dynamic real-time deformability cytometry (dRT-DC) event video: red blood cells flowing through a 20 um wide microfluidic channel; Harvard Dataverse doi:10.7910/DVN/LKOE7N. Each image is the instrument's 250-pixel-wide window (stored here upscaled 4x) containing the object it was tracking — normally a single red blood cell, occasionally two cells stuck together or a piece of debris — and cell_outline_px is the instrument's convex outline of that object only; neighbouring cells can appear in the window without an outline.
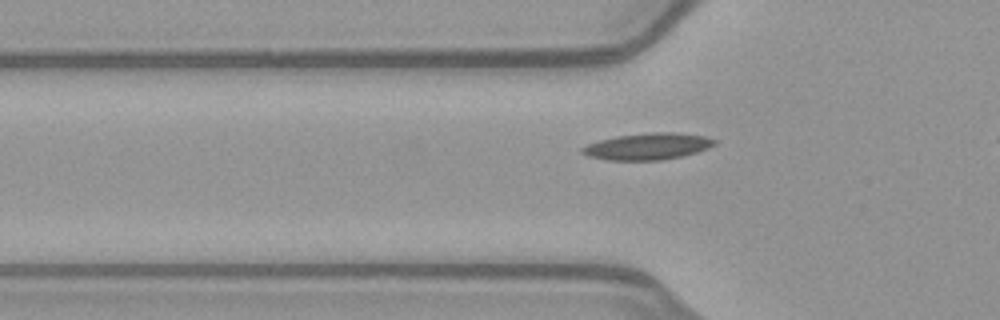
{"species": "common noctule bat (a hibernating species)", "species_latin": "Nyctalus noctula", "temperature_condition": "warm", "stored_images_in_passage": 38, "camera_frame_rate_fps": 3000, "um_per_image_px": 0.085, "animal": {"sex": "female", "body_mass_g": 21.9}, "frame": {"image": 1, "passage_image": 11, "time_ms": 3.333, "image_size_px": [1000, 320], "cell_outline_px": [[716, 144], [708, 148], [696, 152], [680, 156], [660, 160], [608, 160], [588, 156], [580, 152], [580, 148], [588, 144], [600, 140], [616, 136], [648, 132], [676, 132], [704, 136], [716, 140]], "centroid_in_image_um": [55.03, 12.43], "position_along_channel_um": 70.8, "area_um2": 20.46}}
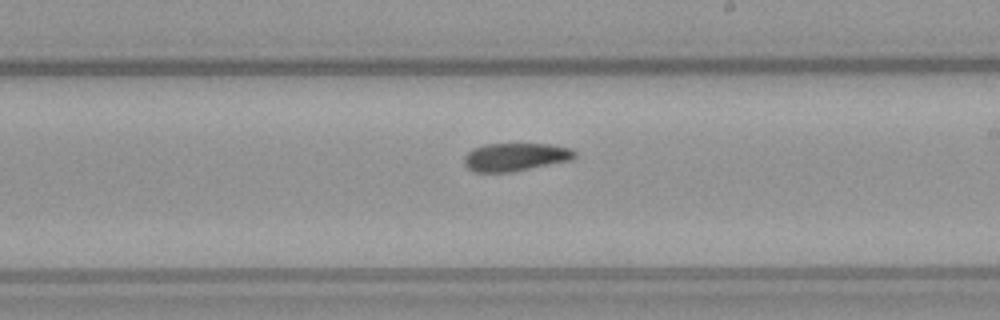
{"frame": {"image": 2, "passage_image": 24, "time_ms": 7.667, "image_size_px": [1000, 320], "cell_outline_px": [[576, 156], [572, 160], [512, 172], [476, 172], [468, 168], [464, 164], [464, 156], [472, 148], [484, 144], [548, 144], [572, 148], [576, 152]], "centroid_in_image_um": [43.81, 13.34], "position_along_channel_um": 245.2, "area_um2": 18.21}}
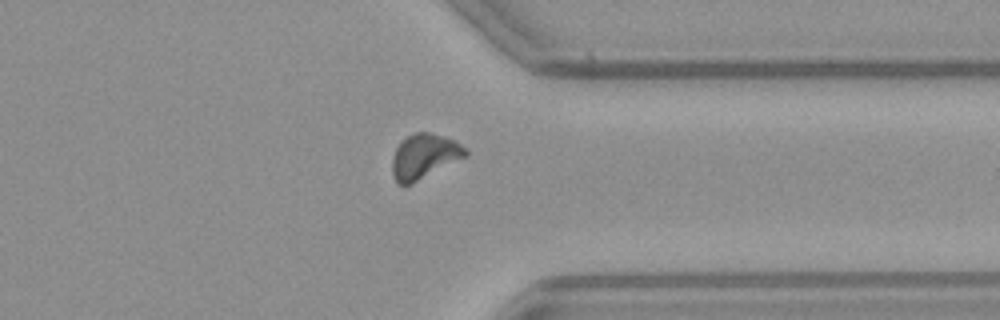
{"frame": {"image": 3, "passage_image": 34, "time_ms": 11.0, "image_size_px": [1000, 320], "cell_outline_px": [[468, 156], [412, 184], [400, 184], [392, 176], [392, 160], [396, 148], [408, 136], [416, 132], [428, 132], [444, 136], [456, 140], [468, 148]], "centroid_in_image_um": [36.12, 13.29], "position_along_channel_um": 375.3, "area_um2": 19.25}}